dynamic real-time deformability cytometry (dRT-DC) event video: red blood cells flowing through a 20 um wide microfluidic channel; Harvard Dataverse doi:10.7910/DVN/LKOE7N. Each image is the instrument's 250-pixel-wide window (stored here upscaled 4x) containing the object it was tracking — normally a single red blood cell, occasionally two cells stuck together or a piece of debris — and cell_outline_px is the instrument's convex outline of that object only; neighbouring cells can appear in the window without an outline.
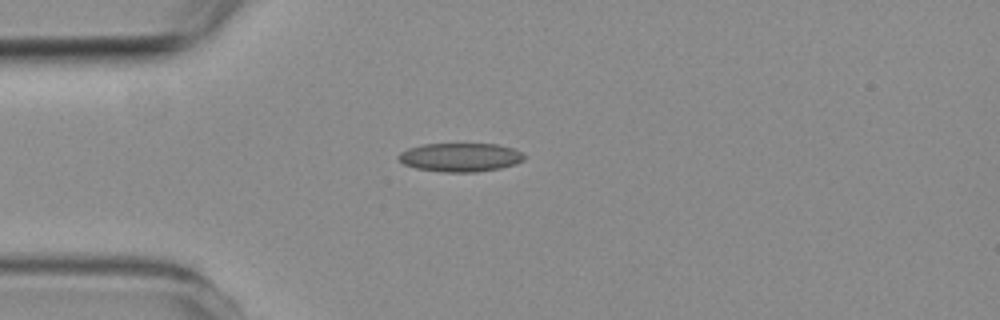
{"species": "common noctule bat (a hibernating species)", "species_latin": "Nyctalus noctula", "temperature_condition": "room temperature", "stored_images_in_passage": 4, "camera_frame_rate_fps": 3000, "um_per_image_px": 0.085, "animal": {"sex": "female", "body_mass_g": 19.3, "forearm_length_mm": 54.1}, "frame": {"image": 1, "passage_image": 4, "time_ms": 3.333, "image_size_px": [1000, 320], "cell_outline_px": [[524, 160], [516, 164], [500, 168], [476, 172], [444, 172], [416, 168], [404, 164], [396, 156], [400, 152], [408, 148], [424, 144], [500, 144], [512, 148], [520, 152], [524, 156]], "centroid_in_image_um": [39.12, 13.37], "position_along_channel_um": 45.9, "area_um2": 20.98}}